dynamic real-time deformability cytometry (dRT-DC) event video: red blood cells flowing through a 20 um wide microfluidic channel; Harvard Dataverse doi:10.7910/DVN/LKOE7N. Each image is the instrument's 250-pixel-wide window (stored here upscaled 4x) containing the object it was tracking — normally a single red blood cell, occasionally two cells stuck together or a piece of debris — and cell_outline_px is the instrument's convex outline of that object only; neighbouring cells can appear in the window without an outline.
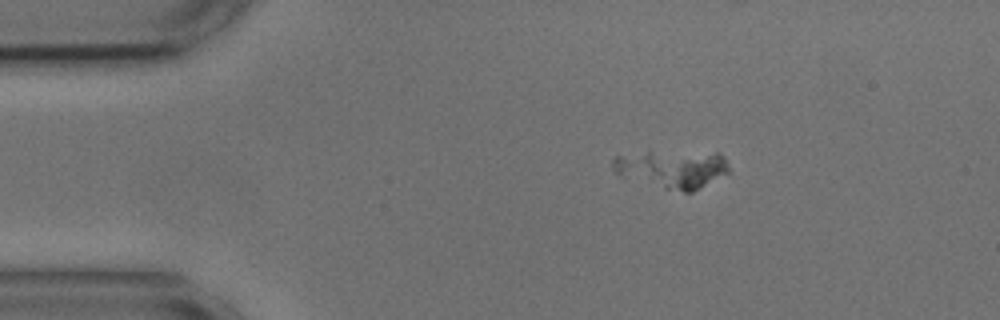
{"species": "common noctule bat (a hibernating species)", "species_latin": "Nyctalus noctula", "temperature_condition": "cold", "stored_images_in_passage": 3, "camera_frame_rate_fps": 3000, "um_per_image_px": 0.085, "animal": {"sex": "male", "body_mass_g": 17.9, "forearm_length_mm": 54.2}, "frame": {"image": 1, "passage_image": 1, "time_ms": 0.0, "image_size_px": [1000, 320], "cell_outline_px": [[728, 172], [692, 192], [684, 192], [664, 188], [620, 176], [612, 168], [612, 160], [616, 156], [648, 152], [720, 152], [724, 156], [728, 164]], "centroid_in_image_um": [57.15, 14.35], "position_along_channel_um": 27.9, "area_um2": 25.37}}